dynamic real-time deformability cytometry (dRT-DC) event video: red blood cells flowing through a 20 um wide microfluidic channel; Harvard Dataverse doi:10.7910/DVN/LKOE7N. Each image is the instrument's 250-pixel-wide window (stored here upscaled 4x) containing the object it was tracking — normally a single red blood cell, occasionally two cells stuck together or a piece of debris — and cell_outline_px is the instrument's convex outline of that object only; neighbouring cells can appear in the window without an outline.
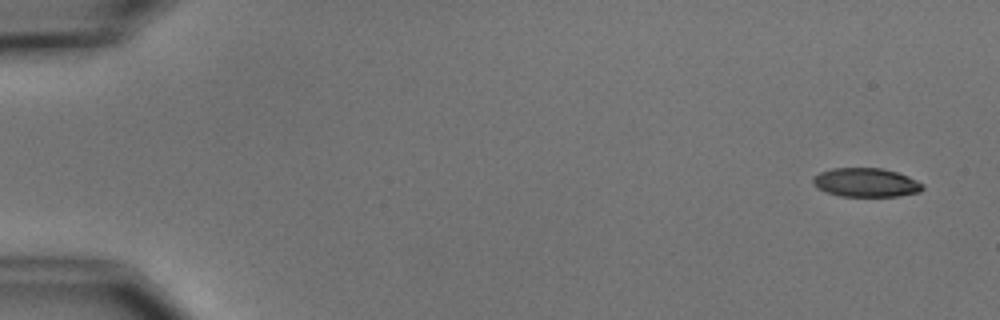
{"species": "common noctule bat (a hibernating species)", "species_latin": "Nyctalus noctula", "temperature_condition": "cold", "stored_images_in_passage": 5, "camera_frame_rate_fps": 3000, "um_per_image_px": 0.085, "animal": {"sex": "male", "body_mass_g": 15.6}, "frame": {"image": 1, "passage_image": 1, "time_ms": 0.0, "image_size_px": [1000, 320], "cell_outline_px": [[924, 188], [920, 192], [896, 196], [840, 196], [816, 188], [812, 184], [812, 176], [820, 172], [832, 168], [884, 168], [908, 176], [924, 184]], "centroid_in_image_um": [73.58, 15.51], "position_along_channel_um": 11.4, "area_um2": 18.55}}